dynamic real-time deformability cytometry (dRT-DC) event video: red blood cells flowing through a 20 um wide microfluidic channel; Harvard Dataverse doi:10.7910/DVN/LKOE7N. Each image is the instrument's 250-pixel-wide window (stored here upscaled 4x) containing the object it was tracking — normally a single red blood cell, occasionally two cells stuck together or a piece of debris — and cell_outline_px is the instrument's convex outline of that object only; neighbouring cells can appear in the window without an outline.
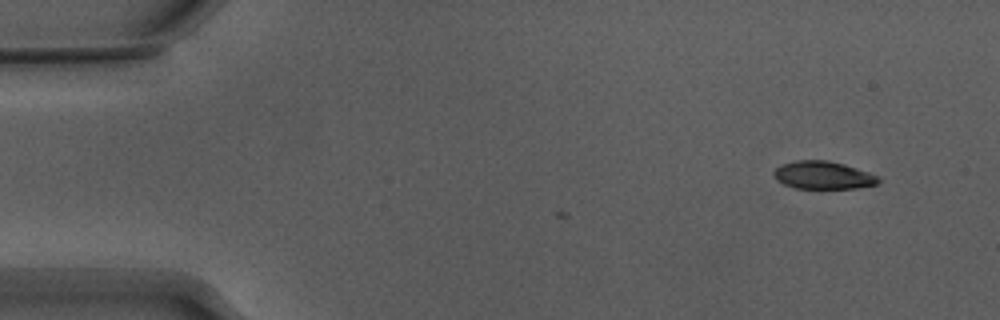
{"species": "Egyptian fruit bat (a non-hibernating species)", "species_latin": "Rousettus aegyptiacus", "temperature_condition": "warm", "stored_images_in_passage": 3, "camera_frame_rate_fps": 3000, "um_per_image_px": 0.085, "animal": {"sex": "male"}, "frame": {"image": 1, "passage_image": 3, "time_ms": 0.667, "image_size_px": [1000, 320], "cell_outline_px": [[880, 180], [876, 184], [856, 188], [796, 188], [784, 184], [776, 180], [772, 172], [780, 164], [796, 160], [828, 160], [844, 164], [880, 176]], "centroid_in_image_um": [69.94, 14.88], "position_along_channel_um": 15.1, "area_um2": 16.99}}